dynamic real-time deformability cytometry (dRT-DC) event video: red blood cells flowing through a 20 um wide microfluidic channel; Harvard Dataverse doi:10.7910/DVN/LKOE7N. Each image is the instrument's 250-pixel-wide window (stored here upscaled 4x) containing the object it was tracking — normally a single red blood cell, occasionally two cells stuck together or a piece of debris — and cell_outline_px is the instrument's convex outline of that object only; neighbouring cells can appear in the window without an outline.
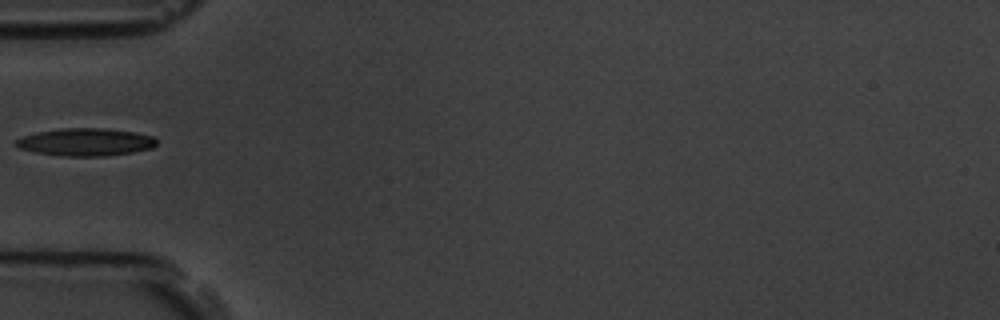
{"species": "common noctule bat (a hibernating species)", "species_latin": "Nyctalus noctula", "temperature_condition": "room temperature", "stored_images_in_passage": 38, "camera_frame_rate_fps": 3000, "um_per_image_px": 0.085, "animal": {"sex": "male", "body_mass_g": 19.5, "forearm_length_mm": 54.6}, "frame": {"image": 1, "passage_image": 1, "time_ms": 0.0, "image_size_px": [1000, 320], "cell_outline_px": [[156, 144], [152, 148], [132, 152], [104, 156], [60, 156], [36, 152], [16, 148], [12, 144], [12, 140], [36, 132], [60, 128], [104, 128], [136, 132], [152, 136], [156, 140]], "centroid_in_image_um": [7.2, 12.07], "position_along_channel_um": 77.8, "area_um2": 22.89}}
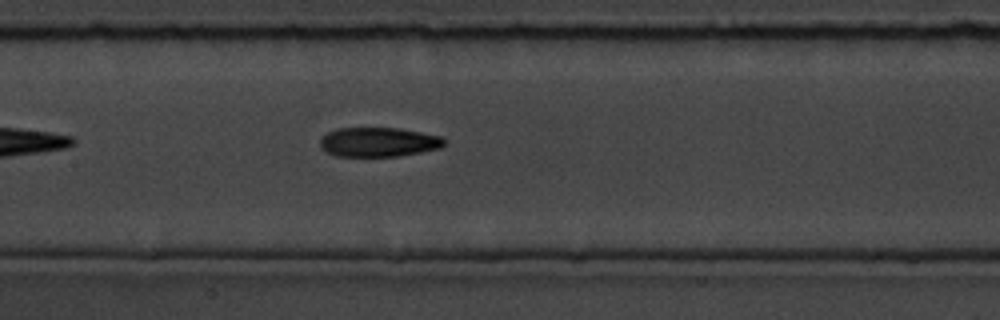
{"frame": {"image": 2, "passage_image": 9, "time_ms": 2.667, "image_size_px": [1000, 320], "cell_outline_px": [[444, 144], [440, 148], [420, 152], [396, 156], [336, 156], [324, 152], [320, 148], [320, 140], [328, 132], [336, 128], [400, 128], [440, 136], [444, 140]], "centroid_in_image_um": [32.12, 12.07], "position_along_channel_um": 175.3, "area_um2": 21.21}}
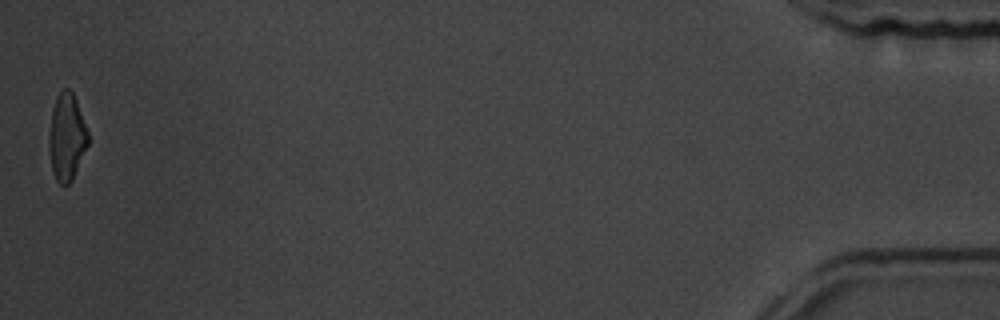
{"frame": {"image": 3, "passage_image": 38, "time_ms": 12.333, "image_size_px": [1000, 320], "cell_outline_px": [[88, 144], [72, 180], [68, 184], [60, 184], [56, 180], [52, 172], [48, 144], [48, 136], [52, 108], [56, 96], [64, 88], [68, 88], [72, 92], [76, 100], [88, 132]], "centroid_in_image_um": [5.65, 11.64], "position_along_channel_um": 429.6, "area_um2": 19.77}}